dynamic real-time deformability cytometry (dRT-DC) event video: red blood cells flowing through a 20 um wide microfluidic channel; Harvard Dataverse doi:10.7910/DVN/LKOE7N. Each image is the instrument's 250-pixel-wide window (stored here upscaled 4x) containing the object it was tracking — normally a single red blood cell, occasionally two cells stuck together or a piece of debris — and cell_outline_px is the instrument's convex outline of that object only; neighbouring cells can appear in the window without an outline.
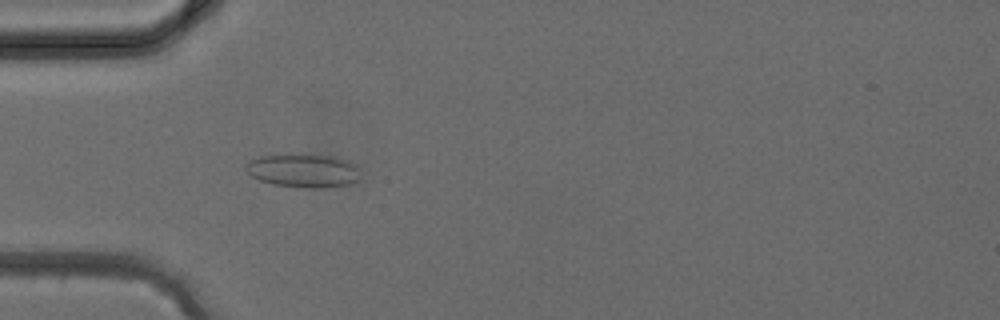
{"species": "common noctule bat (a hibernating species)", "species_latin": "Nyctalus noctula", "temperature_condition": "cold", "stored_images_in_passage": 37, "camera_frame_rate_fps": 3000, "um_per_image_px": 0.085, "animal": {"sex": "female", "body_mass_g": 24.6, "forearm_length_mm": 56.2}, "frame": {"image": 1, "passage_image": 11, "time_ms": 3.333, "image_size_px": [1000, 320], "cell_outline_px": [[356, 180], [348, 184], [316, 188], [312, 188], [276, 184], [260, 180], [252, 176], [244, 168], [244, 164], [260, 156], [288, 152], [304, 152], [332, 156], [348, 160], [356, 164]], "centroid_in_image_um": [25.72, 14.43], "position_along_channel_um": 59.3, "area_um2": 22.6}}
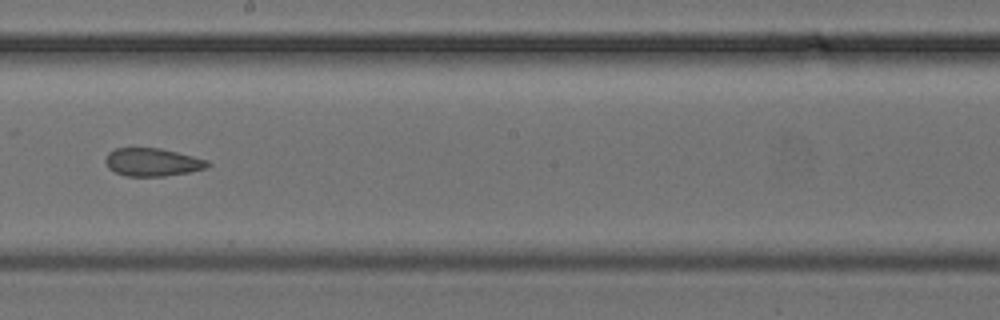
{"frame": {"image": 2, "passage_image": 21, "time_ms": 6.667, "image_size_px": [1000, 320], "cell_outline_px": [[212, 164], [204, 168], [188, 172], [164, 176], [128, 176], [116, 172], [108, 168], [104, 160], [108, 152], [116, 148], [160, 148], [208, 160]], "centroid_in_image_um": [12.93, 13.78], "position_along_channel_um": 235.3, "area_um2": 16.53}}
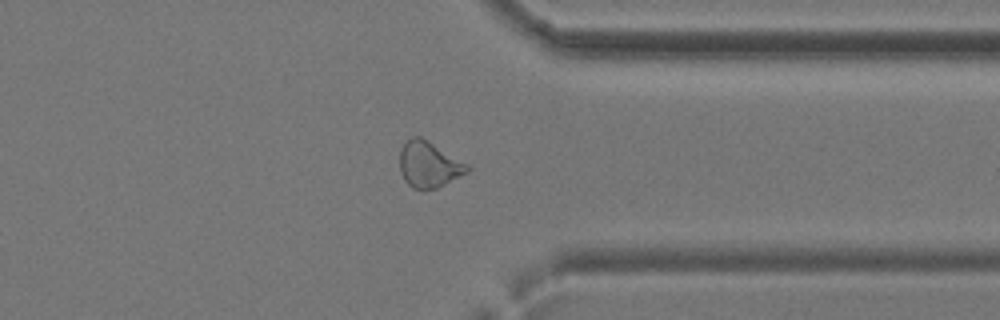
{"frame": {"image": 3, "passage_image": 29, "time_ms": 9.333, "image_size_px": [1000, 320], "cell_outline_px": [[472, 168], [468, 172], [436, 188], [412, 188], [404, 180], [400, 172], [400, 148], [412, 136], [420, 136], [428, 140], [468, 164]], "centroid_in_image_um": [36.45, 13.96], "position_along_channel_um": 374.9, "area_um2": 17.98}}